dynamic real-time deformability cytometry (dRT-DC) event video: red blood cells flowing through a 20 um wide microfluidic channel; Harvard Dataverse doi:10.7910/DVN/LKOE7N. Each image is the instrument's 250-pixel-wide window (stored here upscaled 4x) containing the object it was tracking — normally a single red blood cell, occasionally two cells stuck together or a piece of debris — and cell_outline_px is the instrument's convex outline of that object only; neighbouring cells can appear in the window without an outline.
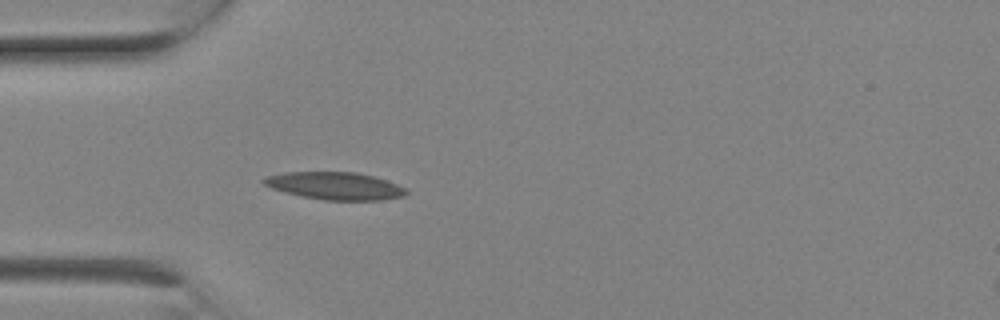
{"species": "Egyptian fruit bat (a non-hibernating species)", "species_latin": "Rousettus aegyptiacus", "temperature_condition": "room temperature", "stored_images_in_passage": 2, "camera_frame_rate_fps": 3000, "um_per_image_px": 0.085, "animal": {"sex": "female"}, "frame": {"image": 1, "passage_image": 1, "time_ms": 0.0, "image_size_px": [1000, 320], "cell_outline_px": [[408, 192], [404, 196], [380, 200], [324, 200], [304, 196], [272, 188], [264, 184], [260, 180], [268, 176], [284, 172], [356, 172], [372, 176], [408, 188]], "centroid_in_image_um": [28.5, 15.79], "position_along_channel_um": 56.5, "area_um2": 22.54}}